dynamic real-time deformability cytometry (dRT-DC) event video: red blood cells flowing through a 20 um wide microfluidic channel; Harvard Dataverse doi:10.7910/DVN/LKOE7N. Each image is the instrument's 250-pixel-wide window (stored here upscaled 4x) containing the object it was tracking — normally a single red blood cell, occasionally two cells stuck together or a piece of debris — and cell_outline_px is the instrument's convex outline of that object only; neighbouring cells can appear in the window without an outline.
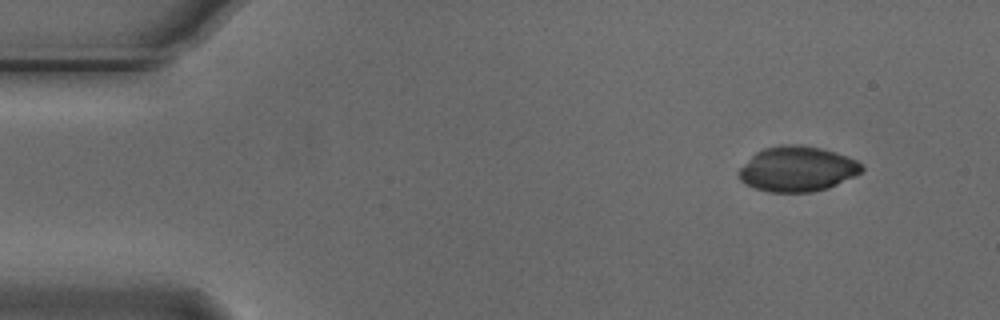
{"species": "Egyptian fruit bat (a non-hibernating species)", "species_latin": "Rousettus aegyptiacus", "temperature_condition": "cold", "stored_images_in_passage": 3, "camera_frame_rate_fps": 3000, "um_per_image_px": 0.085, "animal": {"sex": "male"}, "frame": {"image": 1, "passage_image": 1, "time_ms": 0.0, "image_size_px": [1000, 320], "cell_outline_px": [[864, 172], [856, 176], [828, 188], [812, 192], [772, 192], [756, 188], [740, 180], [736, 172], [756, 152], [764, 148], [780, 144], [800, 144], [820, 148], [836, 152], [848, 156], [864, 164]], "centroid_in_image_um": [67.82, 14.35], "position_along_channel_um": 17.2, "area_um2": 32.6}}